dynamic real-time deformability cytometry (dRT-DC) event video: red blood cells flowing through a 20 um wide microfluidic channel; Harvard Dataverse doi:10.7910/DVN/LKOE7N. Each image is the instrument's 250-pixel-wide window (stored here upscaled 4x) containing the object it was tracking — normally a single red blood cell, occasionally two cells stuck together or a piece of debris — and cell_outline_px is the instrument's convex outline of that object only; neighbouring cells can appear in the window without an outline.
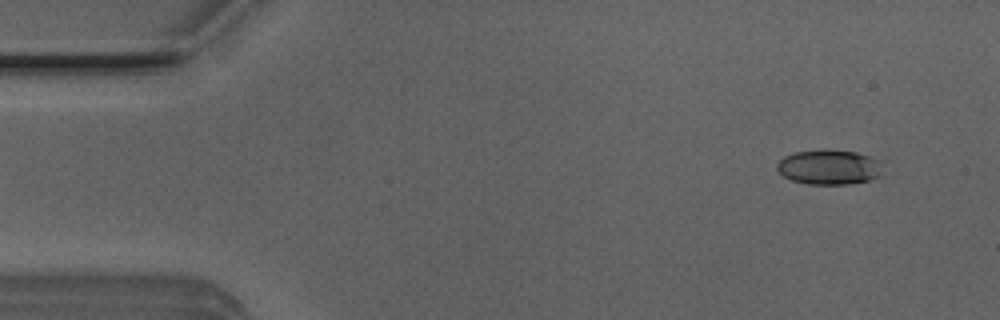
{"species": "Egyptian fruit bat (a non-hibernating species)", "species_latin": "Rousettus aegyptiacus", "temperature_condition": "room temperature", "stored_images_in_passage": 49, "camera_frame_rate_fps": 3000, "um_per_image_px": 0.085, "animal": {"sex": "male"}, "frame": {"image": 1, "passage_image": 1, "time_ms": 0.0, "image_size_px": [1000, 320], "cell_outline_px": [[880, 176], [868, 180], [848, 184], [808, 184], [792, 180], [784, 176], [776, 168], [776, 164], [784, 156], [796, 152], [824, 148], [856, 152], [868, 156], [876, 160]], "centroid_in_image_um": [70.39, 14.19], "position_along_channel_um": 14.6, "area_um2": 21.21}}
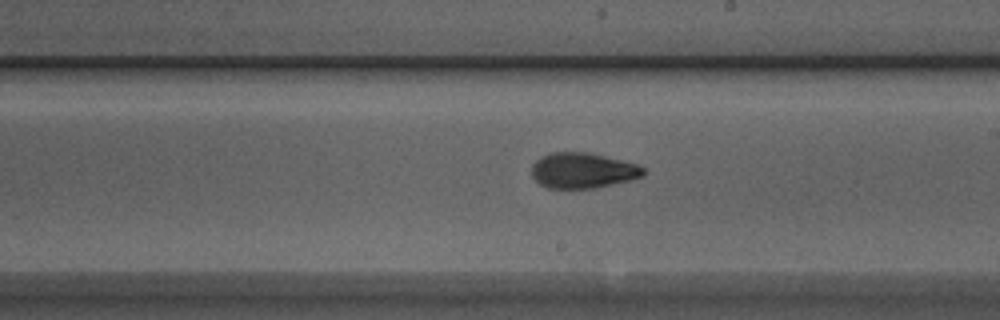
{"frame": {"image": 2, "passage_image": 26, "time_ms": 8.333, "image_size_px": [1000, 320], "cell_outline_px": [[644, 176], [632, 180], [596, 188], [548, 188], [540, 184], [532, 176], [532, 164], [540, 156], [548, 152], [588, 152], [636, 164], [644, 168]], "centroid_in_image_um": [49.52, 14.49], "position_along_channel_um": 239.5, "area_um2": 23.18}}
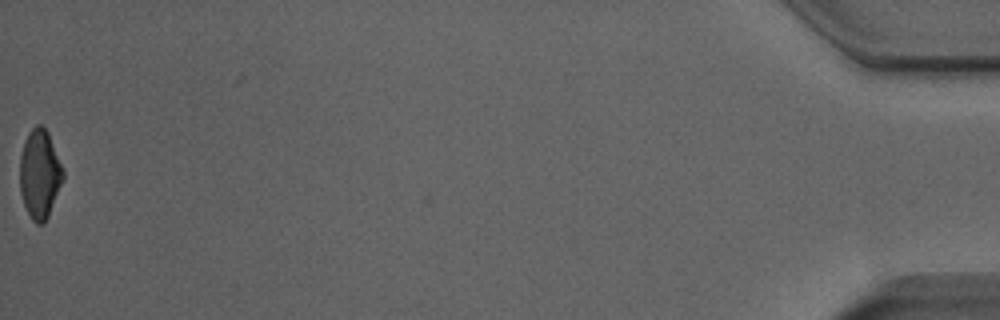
{"frame": {"image": 3, "passage_image": 49, "time_ms": 16.0, "image_size_px": [1000, 320], "cell_outline_px": [[64, 180], [48, 216], [40, 224], [36, 224], [32, 220], [24, 204], [20, 192], [20, 156], [24, 140], [28, 132], [36, 124], [40, 124], [48, 132], [64, 168]], "centroid_in_image_um": [3.39, 14.76], "position_along_channel_um": 431.8, "area_um2": 22.54}, "authors_computed_cell_mechanics": {"area_um2": 22.8888, "velocity_mm_per_s": 3.9185, "shape_relaxation_time_tau1_ms": 5.5963, "shape_relaxation_time_tau2_ms": 1.7493, "deformation_change_tau1": 0.1635, "deformation_change_tau2": 0.0817}}